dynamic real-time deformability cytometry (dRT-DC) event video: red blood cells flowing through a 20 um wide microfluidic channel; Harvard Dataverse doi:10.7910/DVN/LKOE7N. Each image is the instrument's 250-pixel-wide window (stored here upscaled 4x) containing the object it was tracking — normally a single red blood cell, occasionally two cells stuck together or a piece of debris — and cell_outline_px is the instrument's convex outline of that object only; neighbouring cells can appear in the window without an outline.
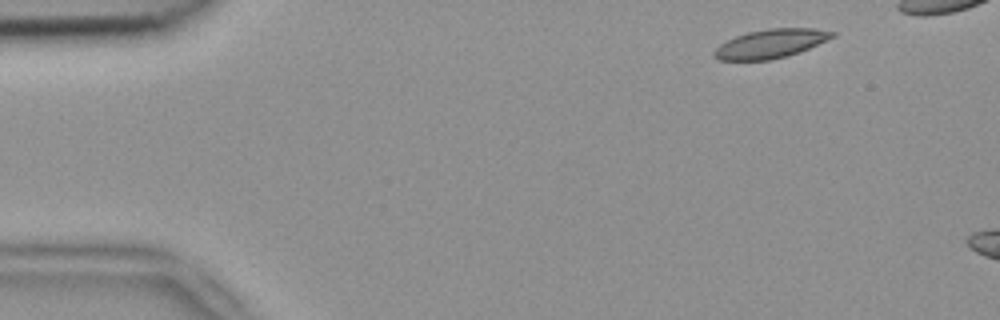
{"species": "common noctule bat (a hibernating species)", "species_latin": "Nyctalus noctula", "temperature_condition": "room temperature", "stored_images_in_passage": 3, "camera_frame_rate_fps": 3000, "um_per_image_px": 0.085, "animal": {"sex": "female", "body_mass_g": 18.4}, "frame": {"image": 1, "passage_image": 1, "time_ms": 0.0, "image_size_px": [1000, 320], "cell_outline_px": [[836, 36], [808, 48], [788, 56], [772, 60], [720, 60], [712, 56], [712, 52], [720, 44], [736, 36], [748, 32], [768, 28], [812, 28], [836, 32]], "centroid_in_image_um": [65.49, 3.71], "position_along_channel_um": 19.5, "area_um2": 19.83}}